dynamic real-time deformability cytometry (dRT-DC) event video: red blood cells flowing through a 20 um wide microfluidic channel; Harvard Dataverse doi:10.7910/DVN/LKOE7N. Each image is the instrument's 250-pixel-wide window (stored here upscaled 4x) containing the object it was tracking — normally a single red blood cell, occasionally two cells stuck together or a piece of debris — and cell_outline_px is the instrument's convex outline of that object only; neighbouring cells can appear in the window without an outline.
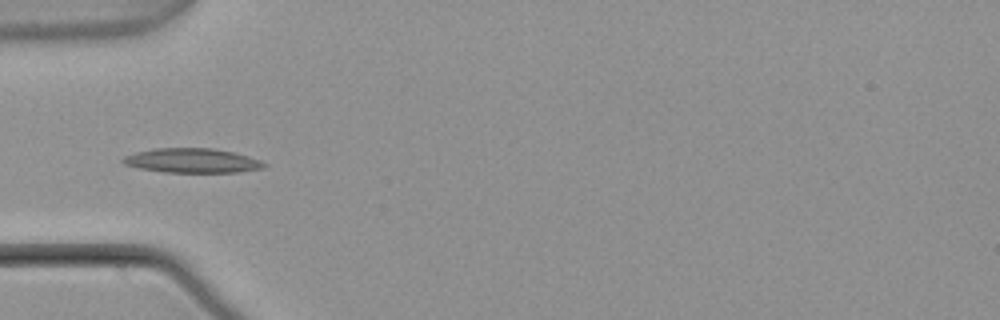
{"species": "common noctule bat (a hibernating species)", "species_latin": "Nyctalus noctula", "temperature_condition": "warm", "stored_images_in_passage": 6, "camera_frame_rate_fps": 3000, "um_per_image_px": 0.085, "animal": {"sex": "male", "body_mass_g": 21.5, "forearm_length_mm": 52.0}, "frame": {"image": 1, "passage_image": 4, "time_ms": 1.0, "image_size_px": [1000, 320], "cell_outline_px": [[268, 164], [264, 168], [236, 172], [164, 172], [140, 168], [124, 164], [120, 160], [124, 156], [136, 152], [156, 148], [212, 148], [232, 152], [248, 156], [260, 160]], "centroid_in_image_um": [16.33, 13.65], "position_along_channel_um": 68.7, "area_um2": 20.0}}
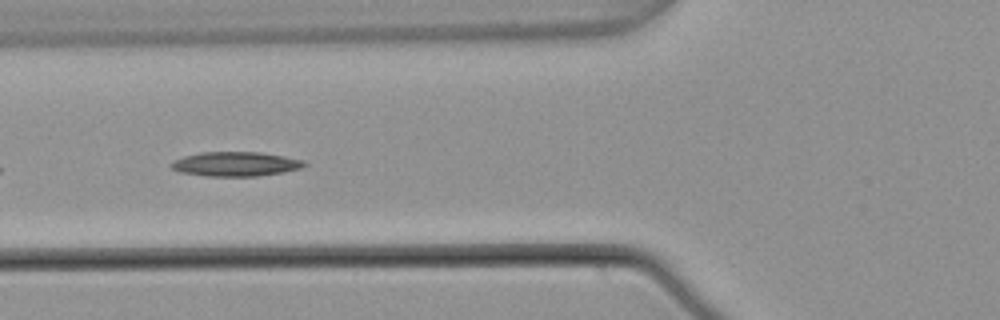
{"frame": {"image": 2, "passage_image": 5, "time_ms": 1.333, "image_size_px": [1000, 320], "cell_outline_px": [[308, 164], [300, 168], [280, 172], [256, 176], [204, 176], [180, 172], [172, 168], [168, 164], [172, 160], [184, 156], [200, 152], [260, 152], [284, 156], [304, 160]], "centroid_in_image_um": [19.97, 13.93], "position_along_channel_um": 105.8, "area_um2": 18.96}}
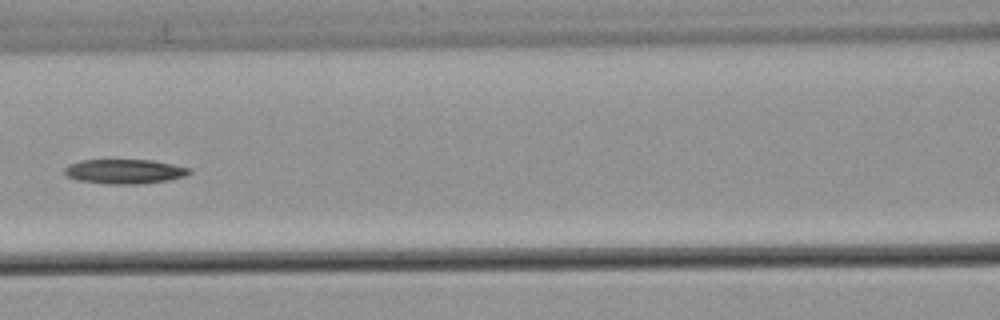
{"frame": {"image": 3, "passage_image": 6, "time_ms": 1.667, "image_size_px": [1000, 320], "cell_outline_px": [[192, 172], [184, 176], [168, 180], [136, 184], [108, 184], [80, 180], [68, 176], [64, 172], [64, 168], [68, 164], [80, 160], [152, 160], [192, 168]], "centroid_in_image_um": [10.6, 14.56], "position_along_channel_um": 156.0, "area_um2": 17.74}}